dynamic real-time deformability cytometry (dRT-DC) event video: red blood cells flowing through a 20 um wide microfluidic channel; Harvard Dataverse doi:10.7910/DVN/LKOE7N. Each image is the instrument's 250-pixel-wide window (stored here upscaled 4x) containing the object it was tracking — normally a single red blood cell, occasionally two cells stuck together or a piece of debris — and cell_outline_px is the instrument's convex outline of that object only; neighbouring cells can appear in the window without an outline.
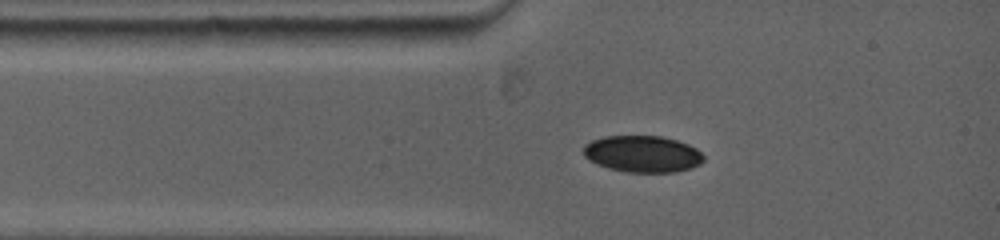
{"species": "common noctule bat (a hibernating species)", "species_latin": "Nyctalus noctula", "temperature_condition": "warm", "stored_images_in_passage": 22, "camera_frame_rate_fps": 5000, "um_per_image_px": 0.085, "animal": {"sex": "female", "body_mass_g": 19.0, "forearm_length_mm": 53.3}, "frame": {"image": 1, "passage_image": 2, "time_ms": 0.6, "image_size_px": [1000, 240], "cell_outline_px": [[704, 160], [700, 164], [692, 168], [676, 172], [628, 172], [608, 168], [584, 156], [584, 144], [592, 140], [604, 136], [660, 136], [676, 140], [688, 144], [696, 148], [704, 156]], "centroid_in_image_um": [54.65, 13.08], "position_along_channel_um": 30.4, "area_um2": 25.55}}
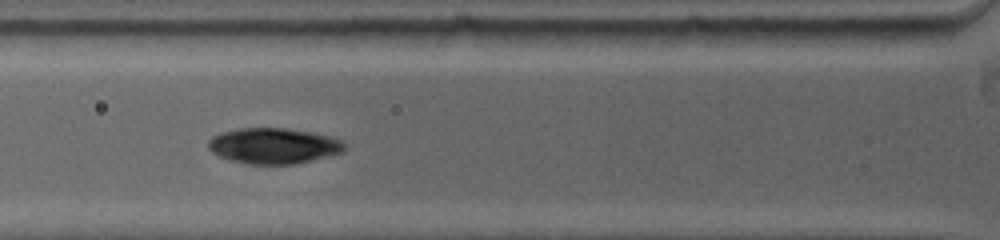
{"frame": {"image": 2, "passage_image": 8, "time_ms": 2.6, "image_size_px": [1000, 240], "cell_outline_px": [[344, 152], [296, 164], [244, 164], [228, 160], [216, 156], [208, 148], [208, 140], [212, 136], [220, 132], [240, 128], [288, 128], [312, 132], [332, 136], [340, 140], [344, 144]], "centroid_in_image_um": [23.21, 12.4], "position_along_channel_um": 102.6, "area_um2": 28.73}}
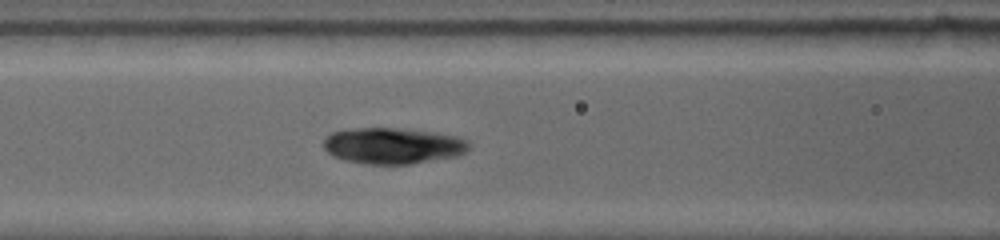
{"frame": {"image": 3, "passage_image": 11, "time_ms": 3.4, "image_size_px": [1000, 240], "cell_outline_px": [[468, 148], [464, 152], [456, 156], [408, 164], [364, 164], [344, 160], [332, 156], [324, 148], [324, 140], [332, 132], [348, 128], [396, 128], [436, 132], [460, 136], [468, 140]], "centroid_in_image_um": [33.38, 12.38], "position_along_channel_um": 133.2, "area_um2": 30.69}}